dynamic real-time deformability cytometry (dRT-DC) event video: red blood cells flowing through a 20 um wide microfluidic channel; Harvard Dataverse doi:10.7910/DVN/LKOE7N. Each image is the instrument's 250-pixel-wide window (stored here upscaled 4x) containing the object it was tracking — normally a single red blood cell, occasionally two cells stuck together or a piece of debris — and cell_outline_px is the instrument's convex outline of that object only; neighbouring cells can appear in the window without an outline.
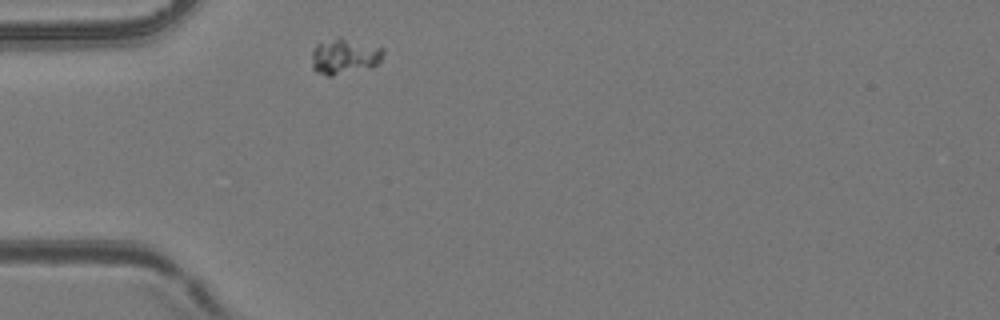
{"species": "common noctule bat (a hibernating species)", "species_latin": "Nyctalus noctula", "temperature_condition": "room temperature", "stored_images_in_passage": 1, "camera_frame_rate_fps": 3000, "um_per_image_px": 0.085, "animal": {"sex": "female", "body_mass_g": 24.6, "forearm_length_mm": 56.2}, "frame": {"image": 1, "passage_image": 1, "time_ms": 0.0, "image_size_px": [1000, 320], "cell_outline_px": [[384, 52], [380, 60], [372, 68], [332, 76], [328, 76], [316, 72], [312, 68], [312, 52], [316, 44], [336, 36], [340, 36], [384, 48]], "centroid_in_image_um": [29.27, 4.78], "position_along_channel_um": 55.7, "area_um2": 15.2}}